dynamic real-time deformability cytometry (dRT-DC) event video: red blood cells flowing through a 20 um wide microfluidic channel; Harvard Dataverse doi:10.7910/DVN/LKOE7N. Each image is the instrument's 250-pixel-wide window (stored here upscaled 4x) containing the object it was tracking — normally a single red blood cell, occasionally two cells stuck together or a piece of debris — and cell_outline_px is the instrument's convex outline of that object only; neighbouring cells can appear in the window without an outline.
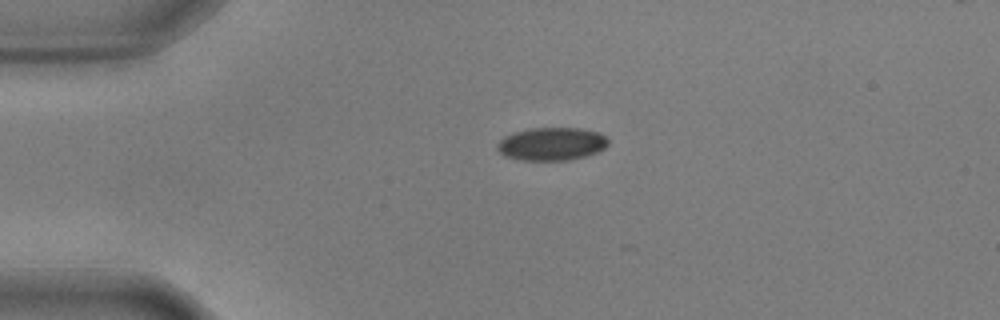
{"species": "common noctule bat (a hibernating species)", "species_latin": "Nyctalus noctula", "temperature_condition": "warm", "stored_images_in_passage": 8, "camera_frame_rate_fps": 3000, "um_per_image_px": 0.085, "animal": {"sex": "male", "body_mass_g": 17.9, "forearm_length_mm": 54.2}, "frame": {"image": 1, "passage_image": 1, "time_ms": 0.0, "image_size_px": [1000, 320], "cell_outline_px": [[608, 144], [604, 148], [596, 152], [584, 156], [568, 160], [524, 160], [504, 156], [496, 148], [496, 144], [504, 136], [512, 132], [532, 128], [580, 128], [596, 132], [604, 136], [608, 140]], "centroid_in_image_um": [46.84, 12.23], "position_along_channel_um": 38.2, "area_um2": 21.21}}
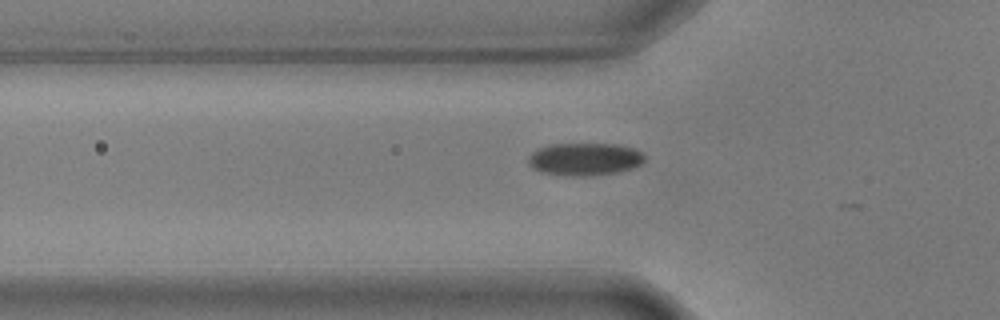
{"frame": {"image": 2, "passage_image": 7, "time_ms": 2.0, "image_size_px": [1000, 320], "cell_outline_px": [[644, 160], [640, 164], [632, 168], [616, 172], [544, 172], [532, 168], [528, 164], [528, 156], [536, 148], [548, 144], [620, 144], [644, 152]], "centroid_in_image_um": [49.7, 13.43], "position_along_channel_um": 76.1, "area_um2": 20.92}}